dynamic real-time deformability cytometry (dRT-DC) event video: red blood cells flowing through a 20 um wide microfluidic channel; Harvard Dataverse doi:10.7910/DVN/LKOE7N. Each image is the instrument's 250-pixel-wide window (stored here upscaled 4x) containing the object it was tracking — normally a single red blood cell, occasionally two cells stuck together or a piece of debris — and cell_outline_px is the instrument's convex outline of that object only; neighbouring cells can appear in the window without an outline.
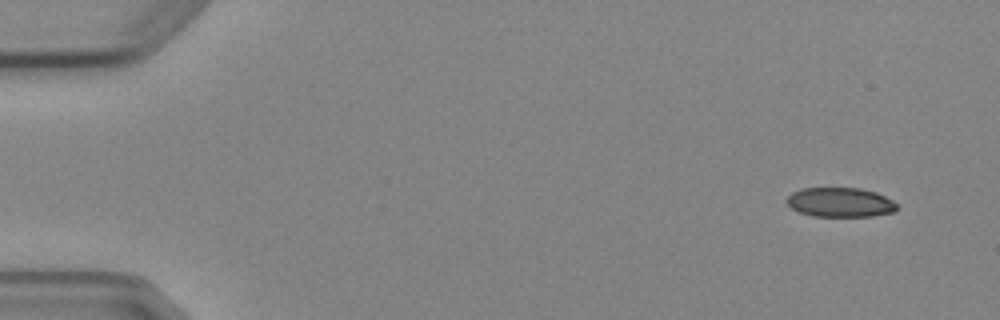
{"species": "Egyptian fruit bat (a non-hibernating species)", "species_latin": "Rousettus aegyptiacus", "temperature_condition": "cold", "stored_images_in_passage": 4, "camera_frame_rate_fps": 3000, "um_per_image_px": 0.085, "animal": {"sex": "female"}, "frame": {"image": 1, "passage_image": 1, "time_ms": 0.0, "image_size_px": [1000, 320], "cell_outline_px": [[896, 212], [872, 216], [812, 216], [800, 212], [792, 208], [784, 200], [792, 192], [800, 188], [860, 188], [876, 192], [892, 200], [896, 204]], "centroid_in_image_um": [71.4, 17.19], "position_along_channel_um": 13.6, "area_um2": 18.96}}
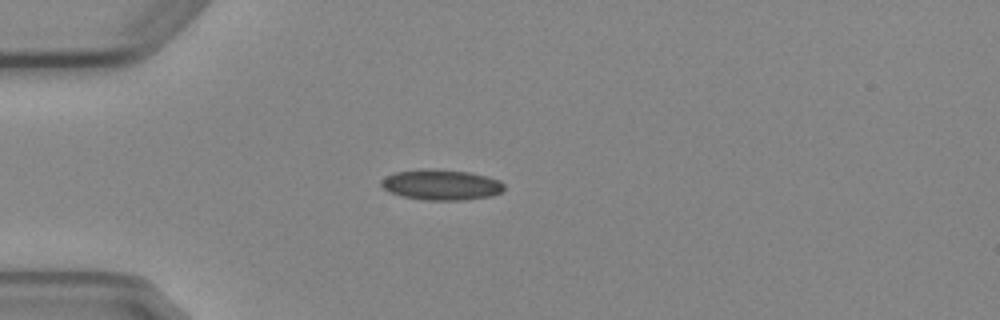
{"frame": {"image": 2, "passage_image": 4, "time_ms": 3.667, "image_size_px": [1000, 320], "cell_outline_px": [[504, 188], [500, 192], [492, 196], [464, 200], [424, 200], [404, 196], [388, 192], [380, 184], [380, 180], [384, 176], [396, 172], [424, 168], [472, 172], [488, 176], [500, 180], [504, 184]], "centroid_in_image_um": [37.5, 15.7], "position_along_channel_um": 47.5, "area_um2": 22.08}}